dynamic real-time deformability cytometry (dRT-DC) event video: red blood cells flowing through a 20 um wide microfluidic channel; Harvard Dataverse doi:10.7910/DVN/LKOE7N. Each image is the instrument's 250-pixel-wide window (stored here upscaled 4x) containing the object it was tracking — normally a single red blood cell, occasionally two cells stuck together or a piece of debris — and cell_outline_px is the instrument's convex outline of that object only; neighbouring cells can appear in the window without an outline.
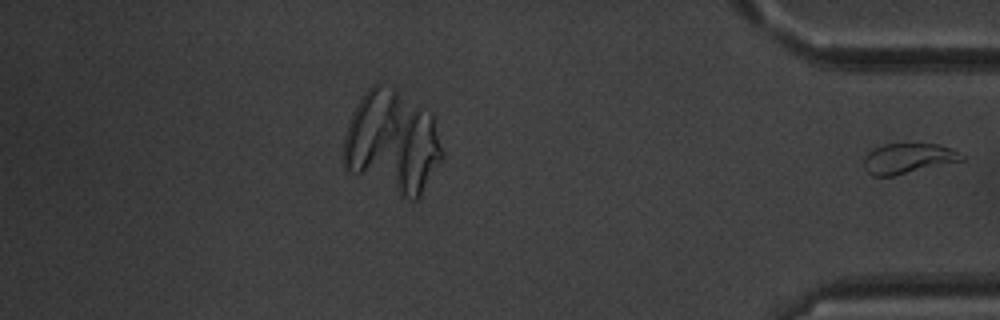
{"species": "common noctule bat (a hibernating species)", "species_latin": "Nyctalus noctula", "temperature_condition": "warm", "stored_images_in_passage": 44, "segment_of_instrument_passage": [2, 2], "camera_frame_rate_fps": 3000, "um_per_image_px": 0.085, "animal": {"sex": "male", "body_mass_g": 20.1, "forearm_length_mm": 53.5}, "frame": {"image": 1, "passage_image": 44, "time_ms": 14.333, "image_size_px": [1000, 320], "cell_outline_px": [[964, 160], [892, 176], [872, 176], [864, 168], [864, 156], [868, 152], [884, 144], [940, 144], [964, 156]], "centroid_in_image_um": [77.15, 13.47], "position_along_channel_um": 358.1, "area_um2": 16.94}}